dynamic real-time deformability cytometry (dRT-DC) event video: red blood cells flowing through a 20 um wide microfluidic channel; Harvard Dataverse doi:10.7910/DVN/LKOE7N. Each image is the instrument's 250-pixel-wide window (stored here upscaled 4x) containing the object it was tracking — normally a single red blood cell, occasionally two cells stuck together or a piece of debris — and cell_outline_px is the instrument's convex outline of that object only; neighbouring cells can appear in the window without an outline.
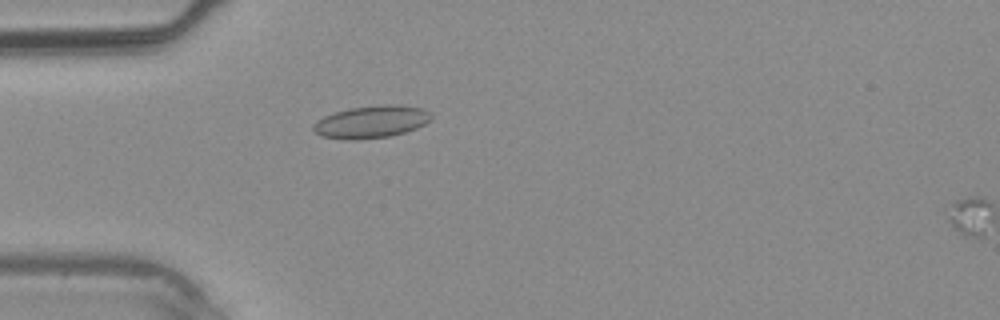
{"species": "common noctule bat (a hibernating species)", "species_latin": "Nyctalus noctula", "temperature_condition": "warm", "stored_images_in_passage": 5, "camera_frame_rate_fps": 3000, "um_per_image_px": 0.085, "animal": {"sex": "male", "body_mass_g": 20.4}, "frame": {"image": 1, "passage_image": 4, "time_ms": 1.0, "image_size_px": [1000, 320], "cell_outline_px": [[432, 120], [416, 128], [404, 132], [388, 136], [356, 140], [344, 140], [320, 136], [312, 128], [312, 124], [316, 120], [324, 116], [336, 112], [352, 108], [392, 104], [400, 104], [420, 108], [432, 112]], "centroid_in_image_um": [31.56, 10.36], "position_along_channel_um": 53.4, "area_um2": 22.25}}